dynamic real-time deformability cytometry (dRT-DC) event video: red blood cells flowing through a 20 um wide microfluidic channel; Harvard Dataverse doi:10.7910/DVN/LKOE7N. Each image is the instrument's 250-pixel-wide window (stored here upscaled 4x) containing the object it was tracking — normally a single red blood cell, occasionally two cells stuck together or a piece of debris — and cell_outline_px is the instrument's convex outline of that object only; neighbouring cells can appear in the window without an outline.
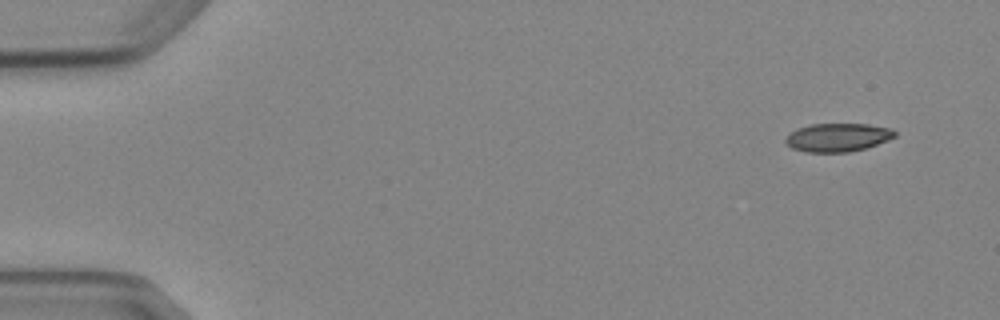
{"species": "Egyptian fruit bat (a non-hibernating species)", "species_latin": "Rousettus aegyptiacus", "temperature_condition": "cold", "stored_images_in_passage": 5, "camera_frame_rate_fps": 3000, "um_per_image_px": 0.085, "animal": {"sex": "female"}, "frame": {"image": 1, "passage_image": 1, "time_ms": 0.0, "image_size_px": [1000, 320], "cell_outline_px": [[896, 136], [888, 140], [864, 148], [848, 152], [804, 152], [792, 148], [784, 140], [796, 128], [808, 124], [868, 124], [892, 128], [896, 132]], "centroid_in_image_um": [71.21, 11.67], "position_along_channel_um": 13.8, "area_um2": 18.03}}
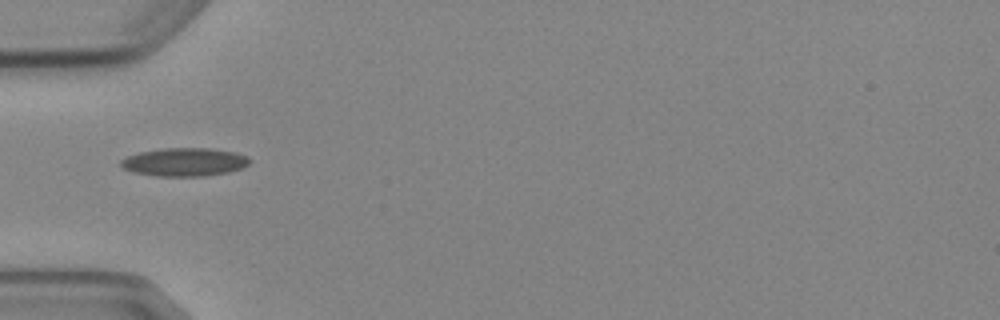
{"frame": {"image": 2, "passage_image": 5, "time_ms": 4.667, "image_size_px": [1000, 320], "cell_outline_px": [[248, 164], [240, 168], [228, 172], [204, 176], [156, 176], [132, 172], [124, 168], [120, 164], [120, 160], [128, 156], [140, 152], [160, 148], [212, 148], [236, 152], [248, 156]], "centroid_in_image_um": [15.66, 13.76], "position_along_channel_um": 69.3, "area_um2": 21.21}}